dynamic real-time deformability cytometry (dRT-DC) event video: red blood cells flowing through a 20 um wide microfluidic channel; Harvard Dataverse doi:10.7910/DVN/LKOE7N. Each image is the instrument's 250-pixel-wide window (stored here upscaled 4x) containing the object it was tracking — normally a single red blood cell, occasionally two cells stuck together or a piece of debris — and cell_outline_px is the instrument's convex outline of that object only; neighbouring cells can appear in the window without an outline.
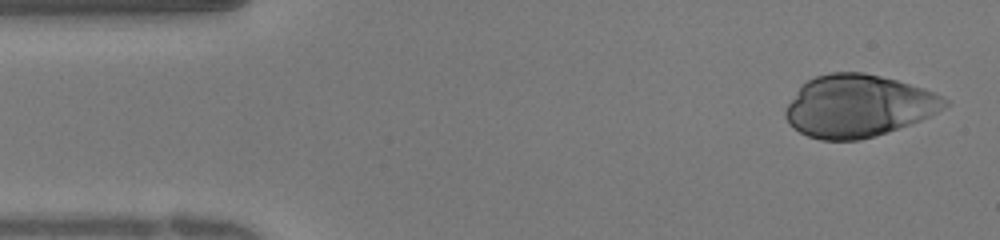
{"species": "human", "species_latin": "Homo sapiens", "temperature_condition": "warm", "stored_images_in_passage": 37, "camera_frame_rate_fps": 3000, "um_per_image_px": 0.085, "donor": {"sex": "female"}, "frame": {"image": 1, "passage_image": 1, "time_ms": 0.0, "image_size_px": [1000, 240], "cell_outline_px": [[948, 104], [944, 108], [920, 120], [888, 132], [876, 136], [860, 140], [820, 140], [808, 136], [792, 128], [788, 124], [784, 116], [784, 112], [788, 104], [796, 92], [808, 80], [816, 76], [828, 72], [864, 72], [896, 80], [924, 88], [948, 100]], "centroid_in_image_um": [72.91, 9.01], "position_along_channel_um": 12.1, "area_um2": 57.57}}
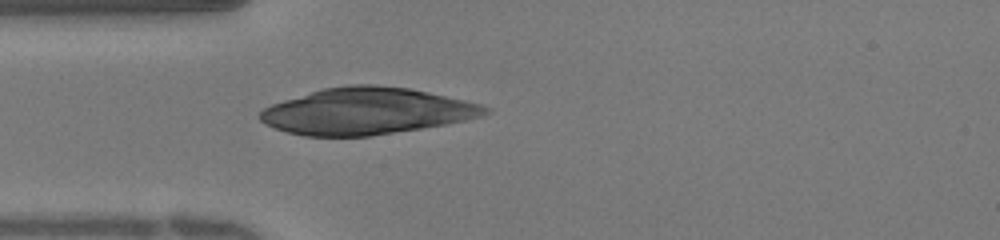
{"frame": {"image": 2, "passage_image": 9, "time_ms": 2.667, "image_size_px": [1000, 240], "cell_outline_px": [[492, 112], [468, 120], [420, 128], [368, 136], [304, 136], [288, 132], [264, 124], [260, 120], [260, 112], [264, 108], [272, 104], [284, 100], [324, 88], [348, 84], [376, 84], [408, 88], [428, 92], [464, 100], [480, 104], [492, 108]], "centroid_in_image_um": [31.17, 9.44], "position_along_channel_um": 53.8, "area_um2": 60.75}}
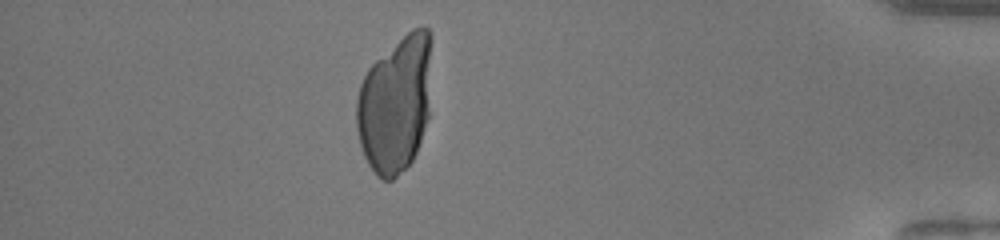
{"frame": {"image": 3, "passage_image": 32, "time_ms": 10.333, "image_size_px": [1000, 240], "cell_outline_px": [[432, 40], [428, 116], [416, 152], [412, 160], [392, 180], [384, 180], [376, 176], [368, 164], [364, 156], [360, 144], [356, 128], [356, 100], [360, 84], [368, 68], [376, 60], [412, 28], [428, 28], [432, 32]], "centroid_in_image_um": [33.59, 8.83], "position_along_channel_um": 401.6, "area_um2": 60.05}}